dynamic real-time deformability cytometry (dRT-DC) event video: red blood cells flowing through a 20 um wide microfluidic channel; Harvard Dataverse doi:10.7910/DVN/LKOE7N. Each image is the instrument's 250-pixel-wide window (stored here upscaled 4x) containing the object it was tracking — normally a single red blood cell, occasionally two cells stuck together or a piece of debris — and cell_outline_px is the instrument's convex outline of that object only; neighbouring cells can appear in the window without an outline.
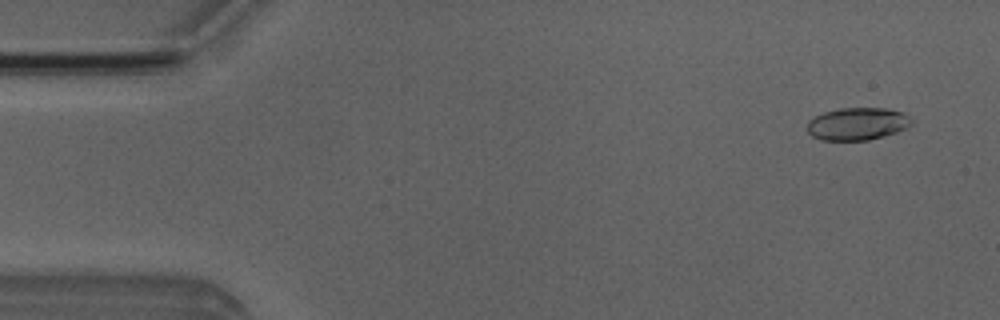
{"species": "Egyptian fruit bat (a non-hibernating species)", "species_latin": "Rousettus aegyptiacus", "temperature_condition": "room temperature", "stored_images_in_passage": 4, "camera_frame_rate_fps": 3000, "um_per_image_px": 0.085, "animal": {"sex": "male"}, "frame": {"image": 1, "passage_image": 1, "time_ms": 0.0, "image_size_px": [1000, 320], "cell_outline_px": [[912, 124], [908, 128], [896, 132], [868, 140], [820, 140], [812, 136], [808, 132], [808, 120], [824, 112], [840, 108], [888, 108], [904, 112], [912, 120]], "centroid_in_image_um": [72.9, 10.52], "position_along_channel_um": 12.1, "area_um2": 19.83}}
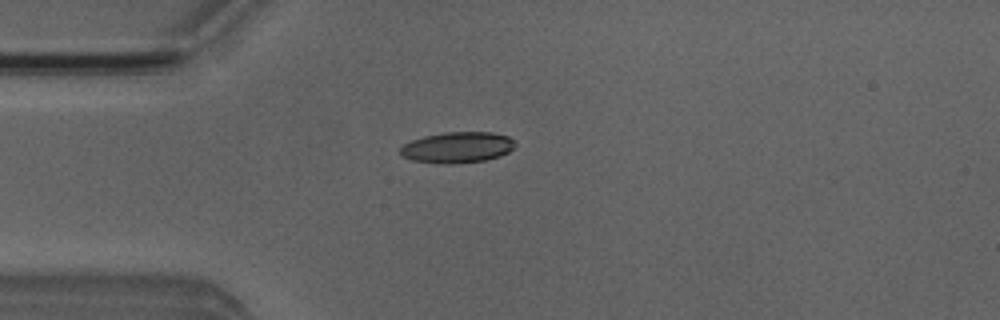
{"frame": {"image": 2, "passage_image": 3, "time_ms": 3.333, "image_size_px": [1000, 320], "cell_outline_px": [[516, 144], [508, 152], [500, 156], [484, 160], [452, 164], [444, 164], [412, 160], [404, 156], [400, 152], [400, 148], [404, 144], [412, 140], [424, 136], [444, 132], [492, 132], [508, 136]], "centroid_in_image_um": [38.88, 12.52], "position_along_channel_um": 46.1, "area_um2": 20.58}}